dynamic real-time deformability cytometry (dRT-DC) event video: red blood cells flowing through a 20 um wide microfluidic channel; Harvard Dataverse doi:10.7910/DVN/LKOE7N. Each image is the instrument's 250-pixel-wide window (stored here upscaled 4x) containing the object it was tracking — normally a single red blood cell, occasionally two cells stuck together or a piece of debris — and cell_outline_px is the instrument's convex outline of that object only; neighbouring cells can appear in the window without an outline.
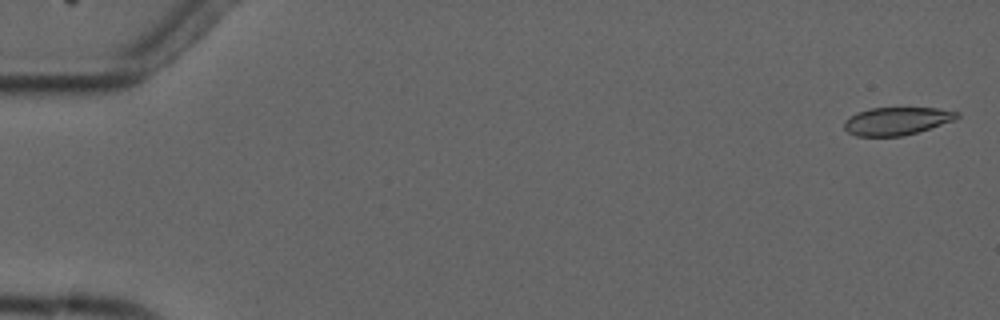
{"species": "common noctule bat (a hibernating species)", "species_latin": "Nyctalus noctula", "temperature_condition": "cold", "stored_images_in_passage": 6, "camera_frame_rate_fps": 3000, "um_per_image_px": 0.085, "animal": {"sex": "male", "forearm_length_mm": 52.5}, "frame": {"image": 1, "passage_image": 1, "time_ms": 0.0, "image_size_px": [1000, 320], "cell_outline_px": [[960, 116], [956, 120], [904, 136], [856, 136], [848, 132], [844, 128], [844, 120], [856, 112], [868, 108], [936, 108], [960, 112]], "centroid_in_image_um": [76.22, 10.28], "position_along_channel_um": 8.8, "area_um2": 18.44}}
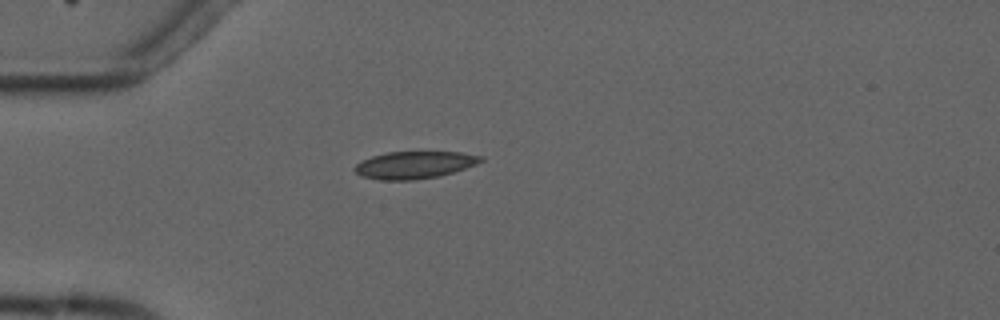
{"frame": {"image": 2, "passage_image": 5, "time_ms": 4.667, "image_size_px": [1000, 320], "cell_outline_px": [[484, 160], [476, 164], [440, 176], [412, 180], [380, 180], [360, 176], [352, 168], [356, 164], [372, 156], [388, 152], [460, 152], [484, 156]], "centroid_in_image_um": [35.22, 14.02], "position_along_channel_um": 49.8, "area_um2": 20.0}}